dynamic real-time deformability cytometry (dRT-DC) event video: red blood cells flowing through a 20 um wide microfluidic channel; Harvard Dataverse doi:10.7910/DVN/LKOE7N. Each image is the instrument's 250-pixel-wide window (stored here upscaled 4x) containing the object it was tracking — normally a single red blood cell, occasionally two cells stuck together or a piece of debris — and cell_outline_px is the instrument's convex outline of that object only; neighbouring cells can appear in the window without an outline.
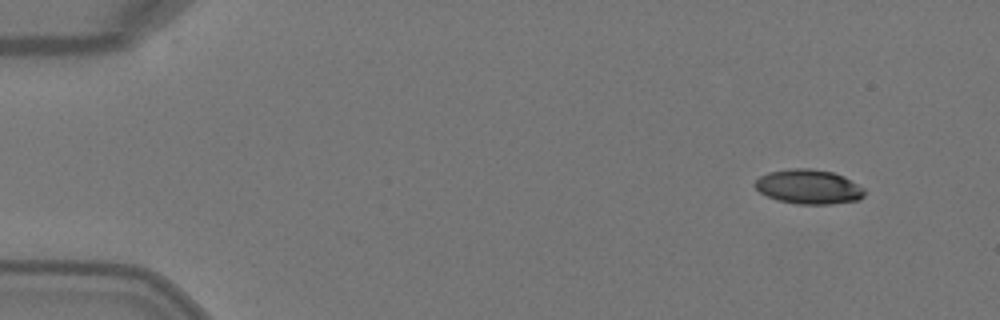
{"species": "Egyptian fruit bat (a non-hibernating species)", "species_latin": "Rousettus aegyptiacus", "temperature_condition": "warm", "stored_images_in_passage": 3, "camera_frame_rate_fps": 3000, "um_per_image_px": 0.085, "animal": {"sex": "female"}, "frame": {"image": 1, "passage_image": 1, "time_ms": 0.0, "image_size_px": [1000, 320], "cell_outline_px": [[864, 196], [860, 200], [832, 204], [796, 204], [776, 200], [760, 192], [752, 184], [760, 176], [768, 172], [792, 168], [812, 168], [832, 172], [844, 176], [864, 188]], "centroid_in_image_um": [68.73, 15.88], "position_along_channel_um": 16.3, "area_um2": 22.2}}
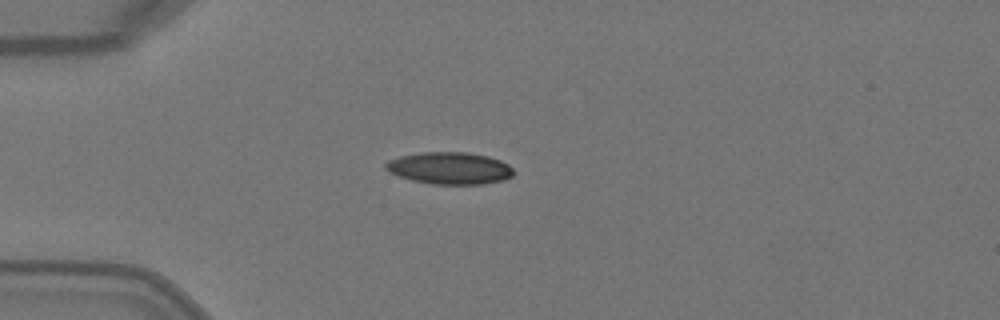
{"frame": {"image": 2, "passage_image": 3, "time_ms": 0.667, "image_size_px": [1000, 320], "cell_outline_px": [[512, 176], [504, 180], [484, 184], [432, 184], [412, 180], [388, 172], [384, 168], [384, 164], [388, 160], [400, 156], [420, 152], [468, 152], [488, 156], [500, 160], [508, 164], [512, 168]], "centroid_in_image_um": [38.2, 14.29], "position_along_channel_um": 46.8, "area_um2": 23.99}}